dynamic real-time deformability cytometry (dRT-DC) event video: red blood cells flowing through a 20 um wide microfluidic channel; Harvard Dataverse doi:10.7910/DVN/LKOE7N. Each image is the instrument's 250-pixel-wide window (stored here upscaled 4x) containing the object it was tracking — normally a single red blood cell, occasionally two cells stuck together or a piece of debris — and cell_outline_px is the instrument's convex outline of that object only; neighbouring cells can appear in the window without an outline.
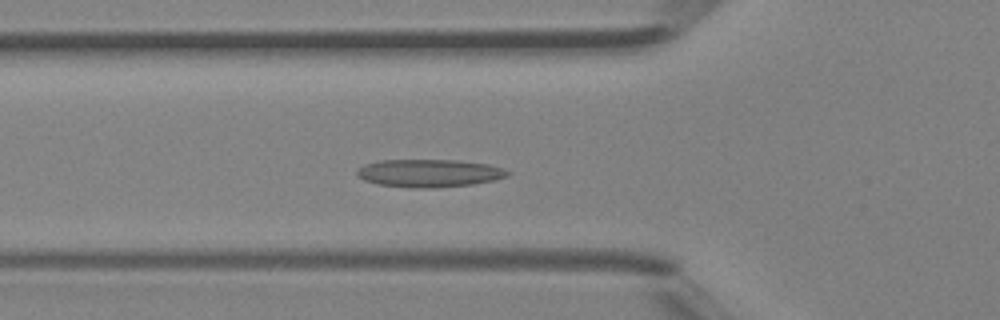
{"species": "Egyptian fruit bat (a non-hibernating species)", "species_latin": "Rousettus aegyptiacus", "temperature_condition": "room temperature", "stored_images_in_passage": 36, "camera_frame_rate_fps": 3000, "um_per_image_px": 0.085, "animal": {"sex": "female"}, "frame": {"image": 1, "passage_image": 6, "time_ms": 1.667, "image_size_px": [1000, 320], "cell_outline_px": [[512, 172], [508, 176], [496, 180], [472, 184], [432, 188], [412, 188], [380, 184], [364, 180], [356, 176], [356, 172], [364, 164], [380, 160], [456, 160], [488, 164], [504, 168]], "centroid_in_image_um": [36.51, 14.71], "position_along_channel_um": 89.3, "area_um2": 24.51}}
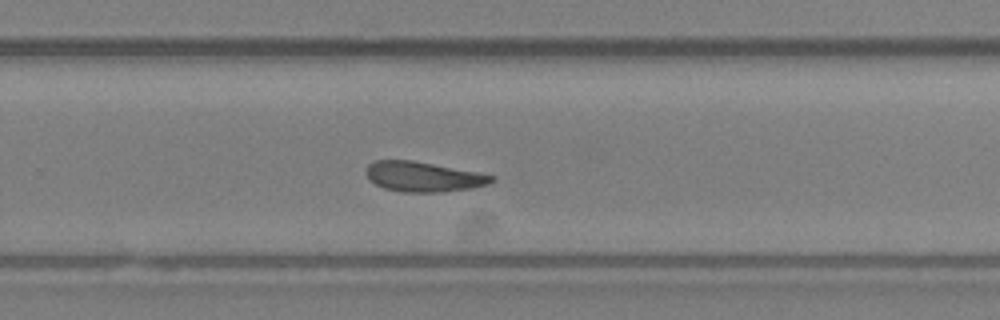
{"frame": {"image": 2, "passage_image": 20, "time_ms": 6.333, "image_size_px": [1000, 320], "cell_outline_px": [[496, 180], [488, 184], [472, 188], [444, 192], [400, 192], [384, 188], [368, 180], [364, 172], [368, 164], [376, 160], [412, 160], [476, 172], [496, 176]], "centroid_in_image_um": [35.95, 15.02], "position_along_channel_um": 293.8, "area_um2": 22.08}}
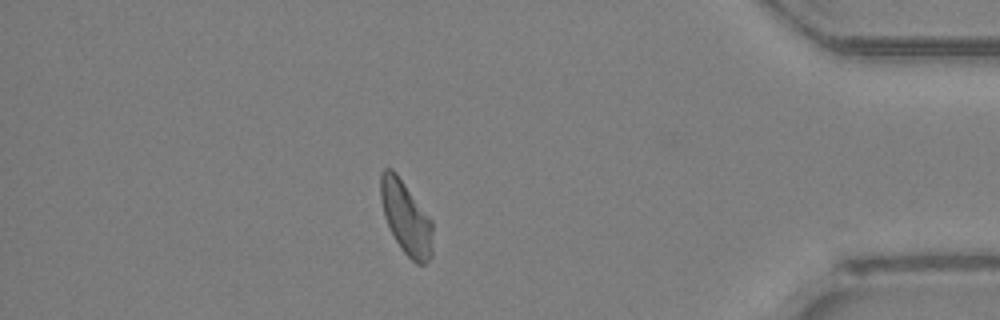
{"frame": {"image": 3, "passage_image": 30, "time_ms": 9.667, "image_size_px": [1000, 320], "cell_outline_px": [[432, 256], [424, 264], [416, 264], [400, 248], [384, 216], [380, 200], [380, 172], [384, 168], [392, 168], [396, 172], [432, 220]], "centroid_in_image_um": [34.5, 18.48], "position_along_channel_um": 400.7, "area_um2": 22.2}, "authors_computed_cell_mechanics": {"area_um2": 22.3397, "velocity_mm_per_s": 4.3878, "shape_relaxation_time_tau1_ms": null, "shape_relaxation_time_tau2_ms": 3.3642, "deformation_change_tau1": null, "deformation_change_tau2": 0.1004}}